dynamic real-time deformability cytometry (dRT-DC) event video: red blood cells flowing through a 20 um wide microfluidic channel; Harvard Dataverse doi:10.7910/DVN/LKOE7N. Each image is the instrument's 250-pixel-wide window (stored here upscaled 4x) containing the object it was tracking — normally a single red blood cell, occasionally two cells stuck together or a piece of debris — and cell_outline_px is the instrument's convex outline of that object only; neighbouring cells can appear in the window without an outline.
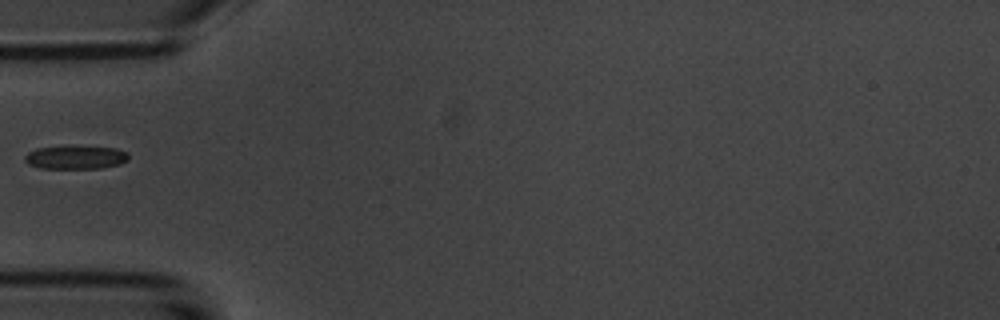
{"species": "common noctule bat (a hibernating species)", "species_latin": "Nyctalus noctula", "temperature_condition": "room temperature", "stored_images_in_passage": 37, "camera_frame_rate_fps": 3000, "um_per_image_px": 0.085, "animal": {"sex": "male", "body_mass_g": 20.1, "forearm_length_mm": 53.5}, "frame": {"image": 1, "passage_image": 1, "time_ms": 0.0, "image_size_px": [1000, 320], "cell_outline_px": [[128, 160], [120, 164], [100, 168], [40, 168], [28, 164], [24, 160], [24, 156], [28, 152], [36, 148], [116, 148], [128, 152]], "centroid_in_image_um": [6.42, 13.41], "position_along_channel_um": 78.6, "area_um2": 13.58}}
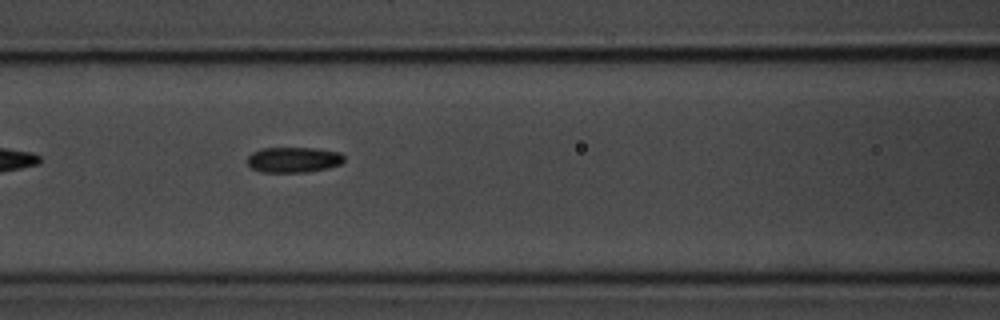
{"frame": {"image": 2, "passage_image": 6, "time_ms": 1.667, "image_size_px": [1000, 320], "cell_outline_px": [[344, 160], [340, 164], [328, 168], [308, 172], [260, 172], [252, 168], [248, 164], [248, 156], [252, 152], [260, 148], [316, 148], [340, 152], [344, 156]], "centroid_in_image_um": [24.95, 13.57], "position_along_channel_um": 141.6, "area_um2": 14.45}}